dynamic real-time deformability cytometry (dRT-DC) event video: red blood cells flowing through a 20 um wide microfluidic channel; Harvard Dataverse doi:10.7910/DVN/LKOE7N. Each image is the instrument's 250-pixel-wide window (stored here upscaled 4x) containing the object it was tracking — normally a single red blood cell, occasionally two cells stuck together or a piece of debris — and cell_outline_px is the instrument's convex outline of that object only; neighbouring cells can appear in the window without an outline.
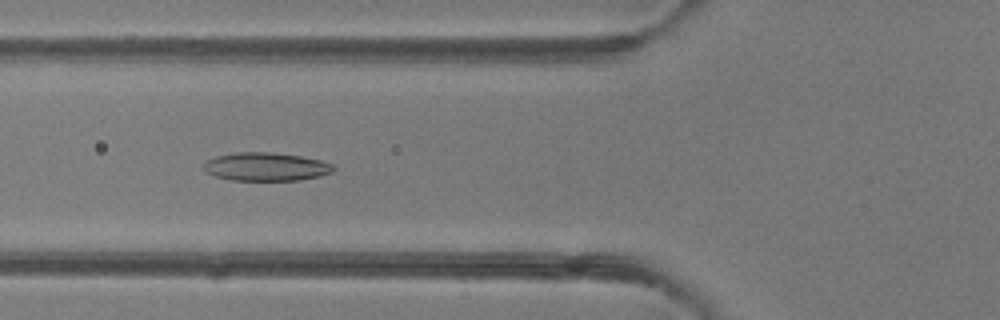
{"species": "common noctule bat (a hibernating species)", "species_latin": "Nyctalus noctula", "temperature_condition": "room temperature", "stored_images_in_passage": 6, "camera_frame_rate_fps": 3000, "um_per_image_px": 0.085, "animal": {"sex": "female"}, "frame": {"image": 1, "passage_image": 6, "time_ms": 5.667, "image_size_px": [1000, 320], "cell_outline_px": [[336, 168], [332, 172], [320, 176], [300, 180], [232, 180], [216, 176], [208, 172], [204, 168], [204, 164], [208, 160], [216, 156], [236, 152], [272, 152], [300, 156], [320, 160], [332, 164]], "centroid_in_image_um": [22.64, 14.17], "position_along_channel_um": 103.2, "area_um2": 21.27}}